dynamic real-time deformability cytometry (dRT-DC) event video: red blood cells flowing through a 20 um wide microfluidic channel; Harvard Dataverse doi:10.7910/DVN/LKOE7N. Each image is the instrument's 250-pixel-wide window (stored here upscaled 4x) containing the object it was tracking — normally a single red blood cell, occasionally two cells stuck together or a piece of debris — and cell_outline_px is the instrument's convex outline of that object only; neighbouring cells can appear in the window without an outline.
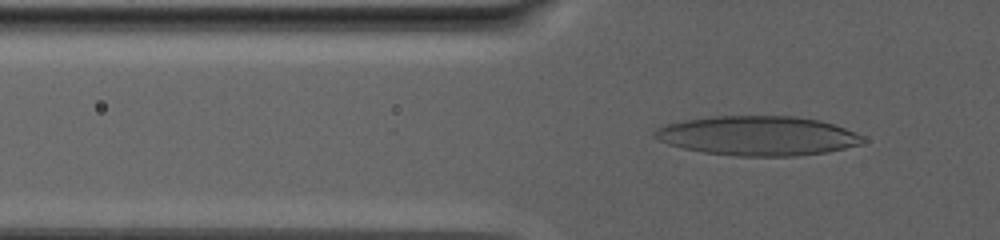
{"species": "human", "species_latin": "Homo sapiens", "temperature_condition": "warm", "stored_images_in_passage": 86, "camera_frame_rate_fps": 3000, "um_per_image_px": 0.085, "donor": {"sex": "male"}, "frame": {"image": 1, "passage_image": 31, "time_ms": 10.0, "image_size_px": [1000, 240], "cell_outline_px": [[868, 140], [864, 144], [828, 152], [796, 156], [736, 156], [704, 152], [684, 148], [668, 144], [656, 140], [652, 136], [652, 132], [668, 124], [684, 120], [712, 116], [792, 116], [820, 120], [844, 128], [864, 136]], "centroid_in_image_um": [64.45, 11.55], "position_along_channel_um": 61.4, "area_um2": 48.03}}
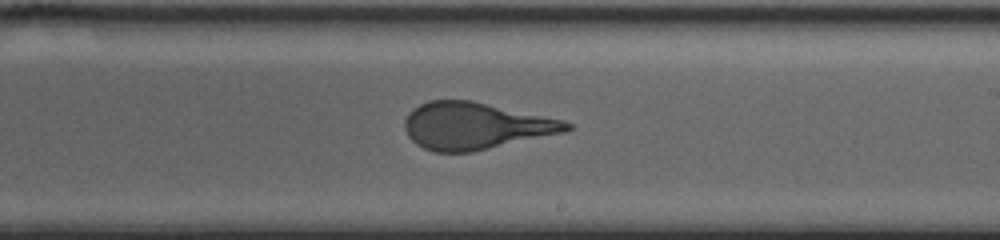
{"frame": {"image": 2, "passage_image": 55, "time_ms": 18.0, "image_size_px": [1000, 240], "cell_outline_px": [[572, 128], [564, 132], [472, 152], [436, 152], [424, 148], [416, 144], [408, 136], [404, 128], [404, 120], [408, 112], [412, 108], [428, 100], [472, 100], [564, 120], [572, 124]], "centroid_in_image_um": [40.37, 10.69], "position_along_channel_um": 248.6, "area_um2": 44.27}}
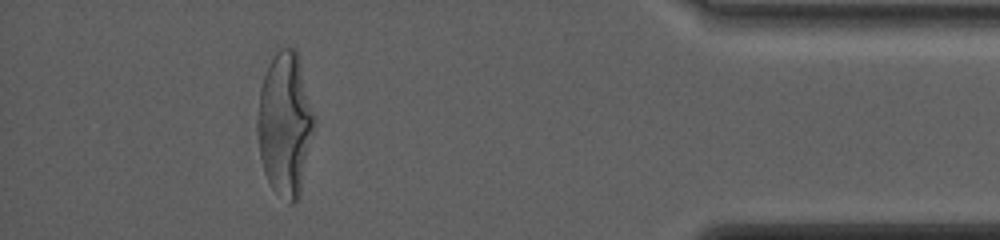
{"frame": {"image": 3, "passage_image": 79, "time_ms": 26.0, "image_size_px": [1000, 240], "cell_outline_px": [[316, 132], [300, 196], [292, 204], [288, 204], [272, 188], [264, 172], [260, 156], [260, 88], [268, 64], [276, 52], [280, 48], [292, 48], [296, 52], [316, 116]], "centroid_in_image_um": [24.31, 10.62], "position_along_channel_um": 410.9, "area_um2": 47.28}, "authors_computed_cell_mechanics": {"area_um2": 46.6735, "velocity_mm_per_s": 2.5121, "shape_relaxation_time_tau1_ms": 8.0855, "shape_relaxation_time_tau2_ms": null, "deformation_change_tau1": 0.2818, "deformation_change_tau2": null}}